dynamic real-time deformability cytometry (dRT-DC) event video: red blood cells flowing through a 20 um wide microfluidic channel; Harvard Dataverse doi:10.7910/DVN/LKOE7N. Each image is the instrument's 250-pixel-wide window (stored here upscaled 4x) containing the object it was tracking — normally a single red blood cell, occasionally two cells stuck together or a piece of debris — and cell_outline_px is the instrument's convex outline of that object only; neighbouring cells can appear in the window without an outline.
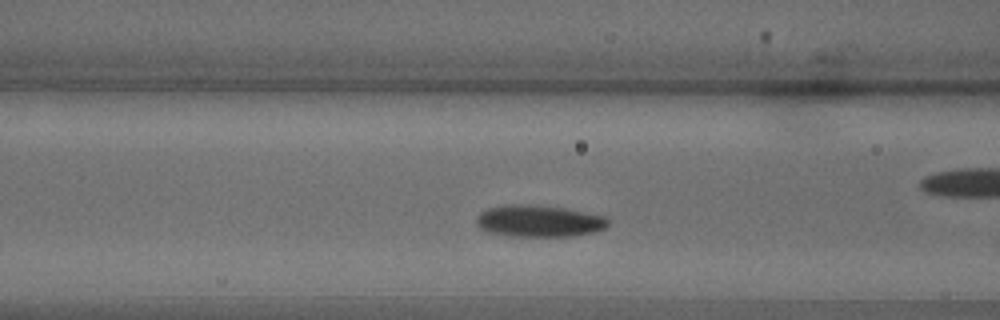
{"species": "common noctule bat (a hibernating species)", "species_latin": "Nyctalus noctula", "temperature_condition": "warm", "stored_images_in_passage": 13, "camera_frame_rate_fps": 3000, "um_per_image_px": 0.085, "animal": {"sex": "male", "body_mass_g": 18.8}, "frame": {"image": 1, "passage_image": 11, "time_ms": 3.333, "image_size_px": [1000, 320], "cell_outline_px": [[608, 224], [604, 228], [596, 232], [572, 236], [512, 236], [492, 232], [480, 228], [476, 224], [476, 216], [480, 212], [488, 208], [504, 204], [528, 204], [564, 208], [604, 216], [608, 220]], "centroid_in_image_um": [45.79, 18.78], "position_along_channel_um": 120.8, "area_um2": 24.33}}